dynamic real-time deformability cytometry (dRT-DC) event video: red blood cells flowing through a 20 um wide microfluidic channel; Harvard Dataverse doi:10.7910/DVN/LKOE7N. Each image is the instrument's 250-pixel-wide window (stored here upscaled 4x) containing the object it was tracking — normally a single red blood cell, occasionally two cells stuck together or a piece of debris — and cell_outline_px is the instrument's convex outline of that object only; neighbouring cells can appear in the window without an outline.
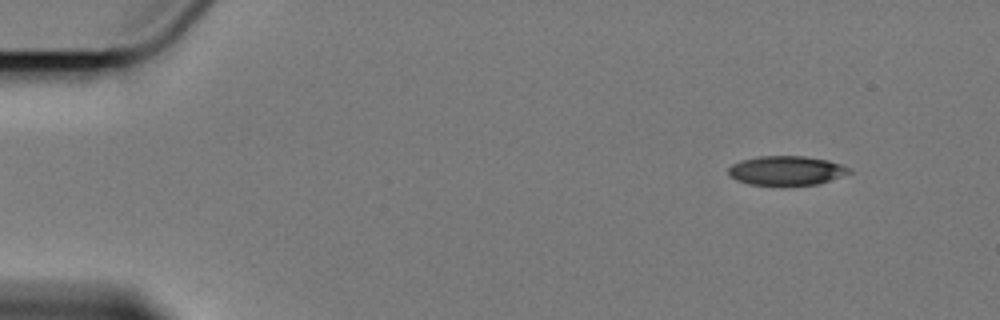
{"species": "Egyptian fruit bat (a non-hibernating species)", "species_latin": "Rousettus aegyptiacus", "temperature_condition": "cold", "stored_images_in_passage": 2, "camera_frame_rate_fps": 3000, "um_per_image_px": 0.085, "animal": {"sex": "female"}, "frame": {"image": 1, "passage_image": 2, "time_ms": 1.333, "image_size_px": [1000, 320], "cell_outline_px": [[852, 172], [820, 184], [752, 184], [736, 180], [728, 172], [728, 168], [732, 164], [740, 160], [760, 156], [804, 156], [828, 160], [852, 168]], "centroid_in_image_um": [66.87, 14.48], "position_along_channel_um": 18.1, "area_um2": 20.35}}